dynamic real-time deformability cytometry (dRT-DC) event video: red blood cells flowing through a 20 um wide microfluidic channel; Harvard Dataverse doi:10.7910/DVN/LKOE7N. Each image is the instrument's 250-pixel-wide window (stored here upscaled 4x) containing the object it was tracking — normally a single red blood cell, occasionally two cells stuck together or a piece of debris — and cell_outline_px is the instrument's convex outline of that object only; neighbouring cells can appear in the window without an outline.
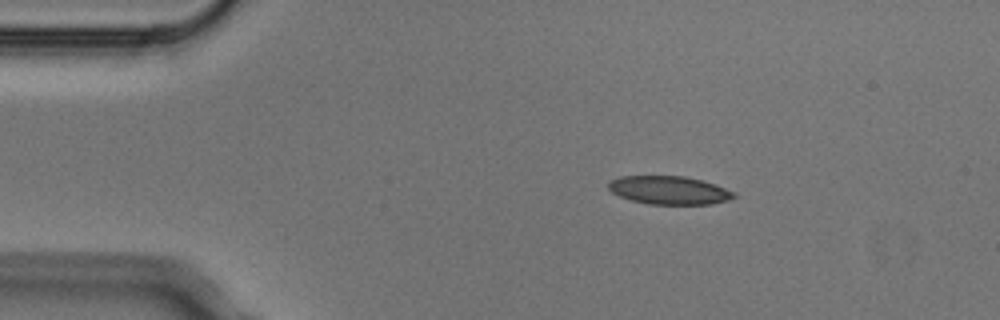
{"species": "Egyptian fruit bat (a non-hibernating species)", "species_latin": "Rousettus aegyptiacus", "temperature_condition": "cold", "stored_images_in_passage": 6, "camera_frame_rate_fps": 3000, "um_per_image_px": 0.085, "animal": {"sex": "male"}, "frame": {"image": 1, "passage_image": 2, "time_ms": 0.333, "image_size_px": [1000, 320], "cell_outline_px": [[736, 196], [728, 200], [712, 204], [648, 204], [632, 200], [620, 196], [612, 192], [608, 188], [608, 184], [612, 180], [620, 176], [684, 176], [716, 184], [736, 192]], "centroid_in_image_um": [56.91, 16.17], "position_along_channel_um": 28.1, "area_um2": 20.63}}
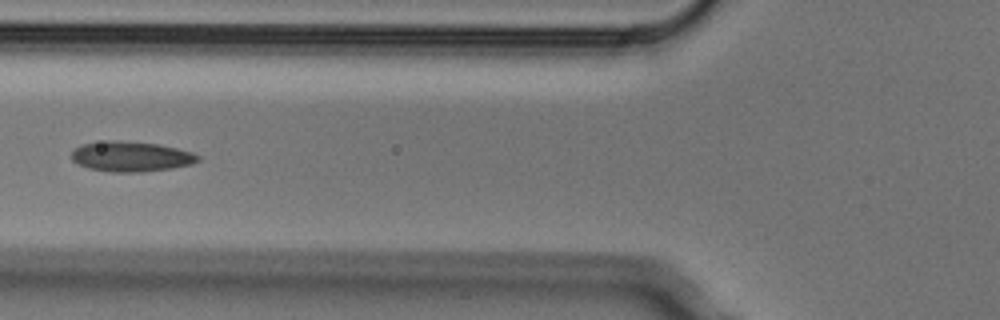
{"frame": {"image": 2, "passage_image": 5, "time_ms": 1.333, "image_size_px": [1000, 320], "cell_outline_px": [[200, 160], [192, 164], [172, 168], [140, 172], [112, 172], [88, 168], [76, 164], [72, 160], [72, 152], [80, 144], [108, 140], [116, 140], [160, 144], [192, 152], [200, 156]], "centroid_in_image_um": [11.13, 13.3], "position_along_channel_um": 114.7, "area_um2": 22.37}}